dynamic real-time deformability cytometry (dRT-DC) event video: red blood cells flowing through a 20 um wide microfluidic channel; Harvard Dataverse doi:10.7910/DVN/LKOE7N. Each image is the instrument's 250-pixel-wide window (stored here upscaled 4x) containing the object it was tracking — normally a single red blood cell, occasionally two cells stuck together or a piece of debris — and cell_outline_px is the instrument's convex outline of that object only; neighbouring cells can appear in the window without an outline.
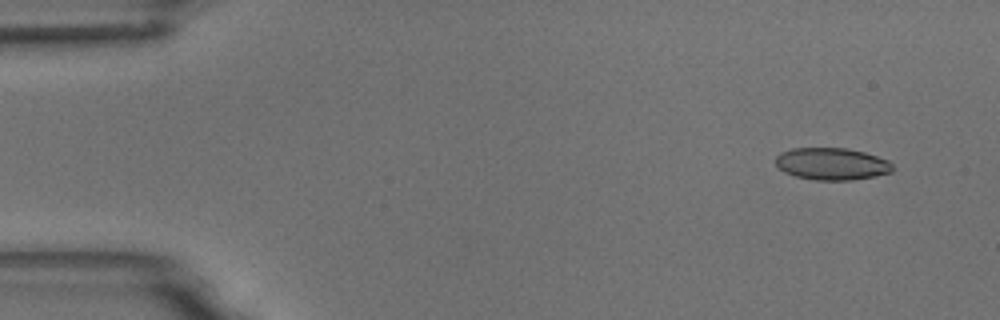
{"species": "common noctule bat (a hibernating species)", "species_latin": "Nyctalus noctula", "temperature_condition": "room temperature", "stored_images_in_passage": 4, "camera_frame_rate_fps": 3000, "um_per_image_px": 0.085, "animal": {"sex": "male", "body_mass_g": 18.8}, "frame": {"image": 1, "passage_image": 1, "time_ms": 0.0, "image_size_px": [1000, 320], "cell_outline_px": [[892, 172], [852, 180], [816, 180], [796, 176], [784, 172], [776, 164], [776, 156], [780, 152], [792, 148], [844, 148], [864, 152], [888, 160], [892, 164]], "centroid_in_image_um": [70.68, 13.92], "position_along_channel_um": 14.3, "area_um2": 21.73}}
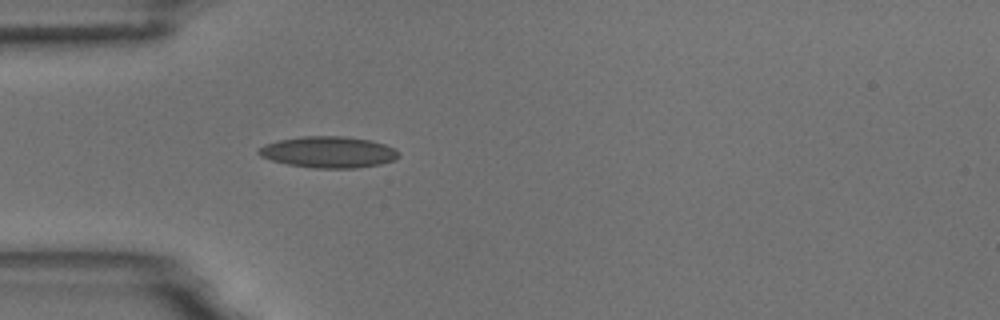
{"frame": {"image": 2, "passage_image": 4, "time_ms": 4.0, "image_size_px": [1000, 320], "cell_outline_px": [[400, 156], [396, 160], [380, 164], [356, 168], [312, 168], [288, 164], [272, 160], [260, 156], [256, 152], [264, 144], [280, 140], [300, 136], [344, 136], [372, 140], [396, 148], [400, 152]], "centroid_in_image_um": [27.96, 12.92], "position_along_channel_um": 57.0, "area_um2": 25.78}}